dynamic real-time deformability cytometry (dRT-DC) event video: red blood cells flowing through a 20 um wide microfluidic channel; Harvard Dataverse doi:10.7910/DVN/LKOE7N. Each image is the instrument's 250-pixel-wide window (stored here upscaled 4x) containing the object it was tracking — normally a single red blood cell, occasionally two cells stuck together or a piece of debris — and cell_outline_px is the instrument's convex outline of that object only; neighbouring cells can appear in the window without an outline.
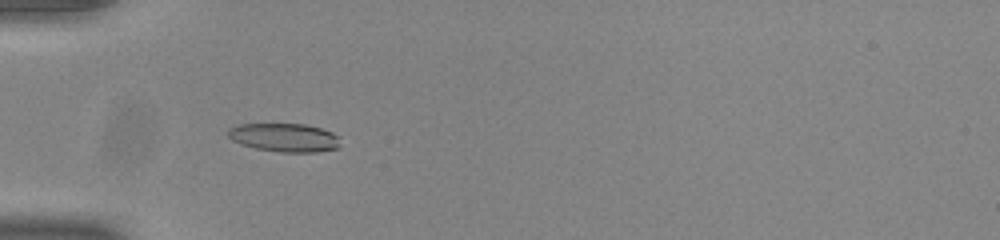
{"species": "common noctule bat (a hibernating species)", "species_latin": "Nyctalus noctula", "temperature_condition": "room temperature", "stored_images_in_passage": 39, "camera_frame_rate_fps": 3000, "um_per_image_px": 0.085, "animal": {"sex": "male", "body_mass_g": 20.0, "forearm_length_mm": 53.3}, "frame": {"image": 1, "passage_image": 3, "time_ms": 0.667, "image_size_px": [1000, 240], "cell_outline_px": [[340, 148], [316, 152], [280, 152], [256, 148], [232, 140], [228, 136], [228, 128], [236, 124], [304, 124], [320, 128], [332, 132], [340, 136]], "centroid_in_image_um": [24.22, 11.69], "position_along_channel_um": 60.8, "area_um2": 18.73}}
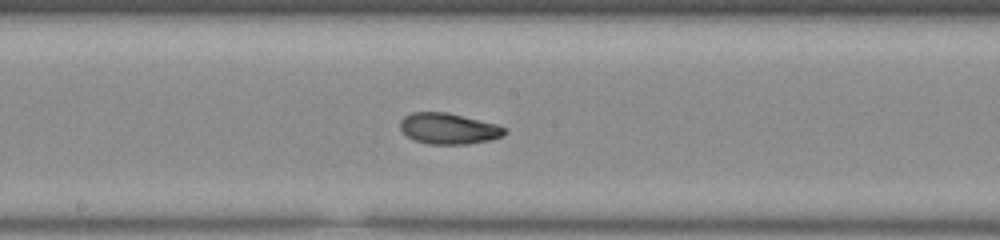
{"frame": {"image": 2, "passage_image": 15, "time_ms": 4.667, "image_size_px": [1000, 240], "cell_outline_px": [[508, 132], [504, 136], [492, 140], [468, 144], [428, 144], [416, 140], [408, 136], [400, 128], [400, 120], [404, 116], [412, 112], [448, 112], [496, 124], [508, 128]], "centroid_in_image_um": [38.18, 10.93], "position_along_channel_um": 210.0, "area_um2": 19.02}}
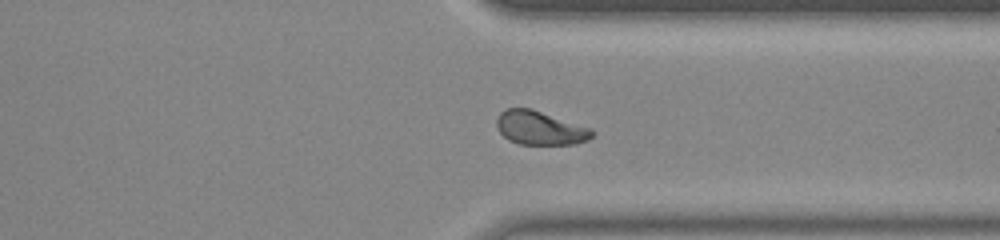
{"frame": {"image": 3, "passage_image": 27, "time_ms": 8.667, "image_size_px": [1000, 240], "cell_outline_px": [[596, 132], [588, 140], [576, 144], [520, 144], [508, 140], [496, 128], [496, 120], [500, 112], [504, 108], [532, 108], [592, 128]], "centroid_in_image_um": [45.91, 10.87], "position_along_channel_um": 365.5, "area_um2": 19.07}, "authors_computed_cell_mechanics": {"area_um2": 19.0162, "velocity_mm_per_s": 3.8877, "shape_relaxation_time_tau1_ms": 6.8479, "shape_relaxation_time_tau2_ms": 2.0569, "deformation_change_tau1": 0.1638, "deformation_change_tau2": 0.0674}}